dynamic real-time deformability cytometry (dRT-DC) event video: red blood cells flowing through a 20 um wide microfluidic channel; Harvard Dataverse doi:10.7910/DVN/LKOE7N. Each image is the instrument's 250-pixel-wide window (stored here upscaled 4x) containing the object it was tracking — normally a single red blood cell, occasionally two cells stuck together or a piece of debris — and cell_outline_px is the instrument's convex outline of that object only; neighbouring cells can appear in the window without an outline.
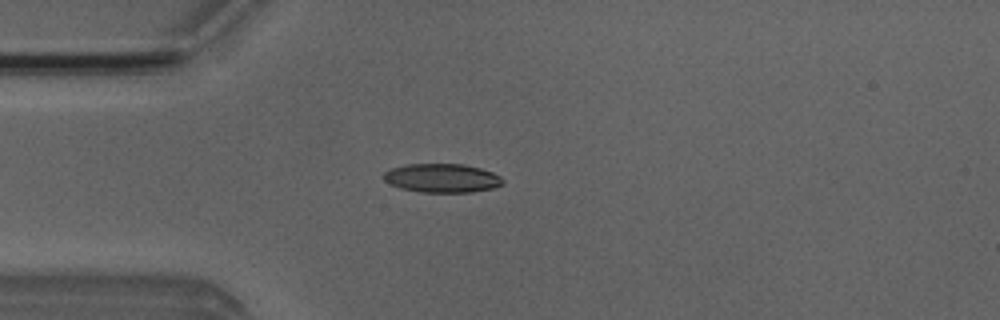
{"species": "Egyptian fruit bat (a non-hibernating species)", "species_latin": "Rousettus aegyptiacus", "temperature_condition": "room temperature", "stored_images_in_passage": 3, "camera_frame_rate_fps": 3000, "um_per_image_px": 0.085, "animal": {"sex": "male"}, "frame": {"image": 1, "passage_image": 3, "time_ms": 2.333, "image_size_px": [1000, 320], "cell_outline_px": [[504, 184], [492, 188], [472, 192], [420, 192], [400, 188], [384, 180], [384, 172], [392, 168], [404, 164], [464, 164], [480, 168], [492, 172], [500, 176], [504, 180]], "centroid_in_image_um": [37.59, 15.13], "position_along_channel_um": 47.4, "area_um2": 20.0}}